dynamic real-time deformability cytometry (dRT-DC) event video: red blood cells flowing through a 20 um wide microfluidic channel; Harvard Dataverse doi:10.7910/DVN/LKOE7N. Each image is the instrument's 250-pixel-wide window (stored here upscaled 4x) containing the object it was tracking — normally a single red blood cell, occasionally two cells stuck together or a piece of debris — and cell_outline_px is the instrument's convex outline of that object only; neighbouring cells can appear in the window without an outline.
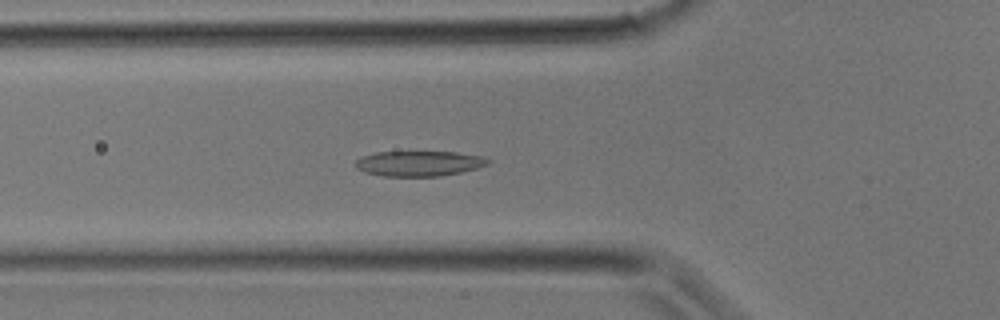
{"species": "common noctule bat (a hibernating species)", "species_latin": "Nyctalus noctula", "temperature_condition": "room temperature", "stored_images_in_passage": 23, "camera_frame_rate_fps": 3000, "um_per_image_px": 0.085, "animal": {"sex": "male", "body_mass_g": 17.9}, "frame": {"image": 1, "passage_image": 3, "time_ms": 0.667, "image_size_px": [1000, 320], "cell_outline_px": [[492, 160], [488, 164], [476, 168], [460, 172], [440, 176], [384, 176], [364, 172], [356, 168], [356, 160], [360, 156], [376, 152], [456, 152], [484, 156]], "centroid_in_image_um": [35.62, 13.89], "position_along_channel_um": 90.2, "area_um2": 19.54}}
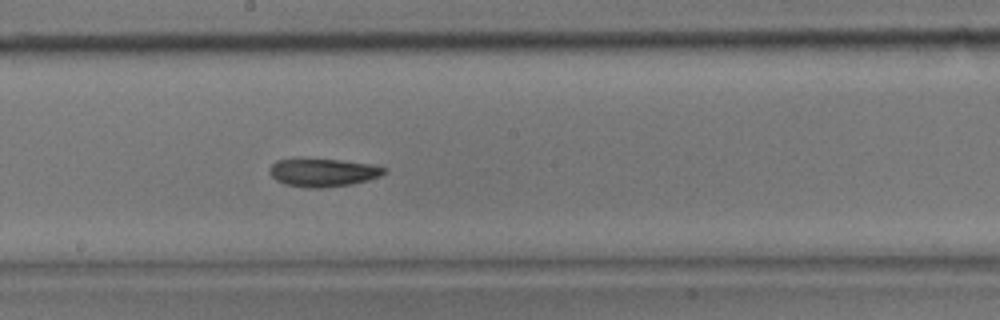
{"frame": {"image": 2, "passage_image": 9, "time_ms": 2.667, "image_size_px": [1000, 320], "cell_outline_px": [[388, 172], [380, 176], [368, 180], [352, 184], [320, 188], [308, 188], [284, 184], [276, 180], [268, 172], [268, 168], [276, 160], [340, 160], [376, 164], [388, 168]], "centroid_in_image_um": [27.52, 14.67], "position_along_channel_um": 220.7, "area_um2": 18.79}}
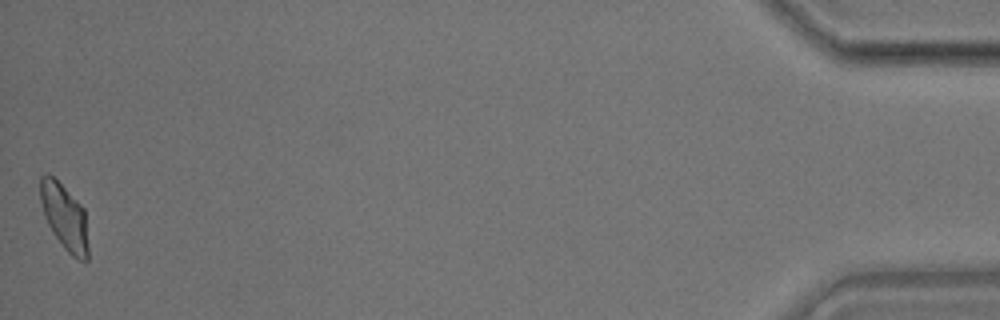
{"frame": {"image": 3, "passage_image": 23, "time_ms": 7.333, "image_size_px": [1000, 320], "cell_outline_px": [[88, 260], [80, 260], [72, 256], [64, 248], [52, 232], [44, 216], [40, 200], [40, 176], [48, 172], [84, 208], [88, 248]], "centroid_in_image_um": [5.46, 18.44], "position_along_channel_um": 429.7, "area_um2": 18.21}}